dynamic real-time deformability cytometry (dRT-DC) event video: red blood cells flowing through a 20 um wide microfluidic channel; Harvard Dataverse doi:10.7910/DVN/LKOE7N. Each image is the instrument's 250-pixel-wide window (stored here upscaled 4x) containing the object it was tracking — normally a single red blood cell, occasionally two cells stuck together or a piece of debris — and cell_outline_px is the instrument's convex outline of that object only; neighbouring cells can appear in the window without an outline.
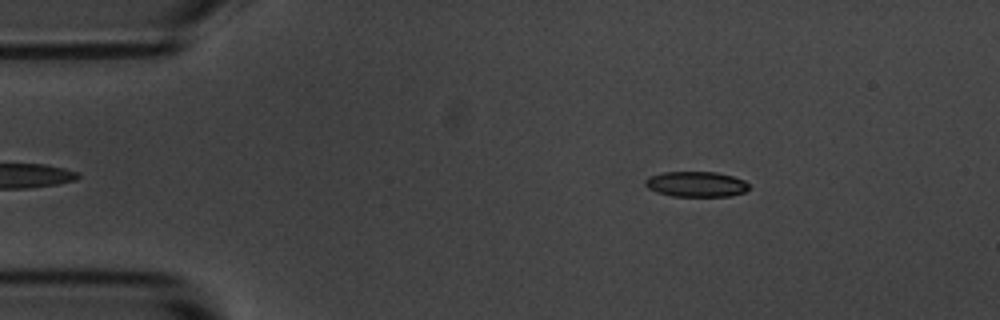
{"species": "common noctule bat (a hibernating species)", "species_latin": "Nyctalus noctula", "temperature_condition": "room temperature", "stored_images_in_passage": 51, "camera_frame_rate_fps": 3000, "um_per_image_px": 0.085, "animal": {"sex": "male", "body_mass_g": 20.1, "forearm_length_mm": 53.5}, "frame": {"image": 1, "passage_image": 5, "time_ms": 1.333, "image_size_px": [1000, 320], "cell_outline_px": [[748, 188], [744, 192], [732, 196], [672, 196], [656, 192], [648, 188], [644, 184], [644, 180], [648, 176], [664, 172], [716, 172], [732, 176], [744, 180], [748, 184]], "centroid_in_image_um": [59.14, 15.65], "position_along_channel_um": 25.9, "area_um2": 15.37}}
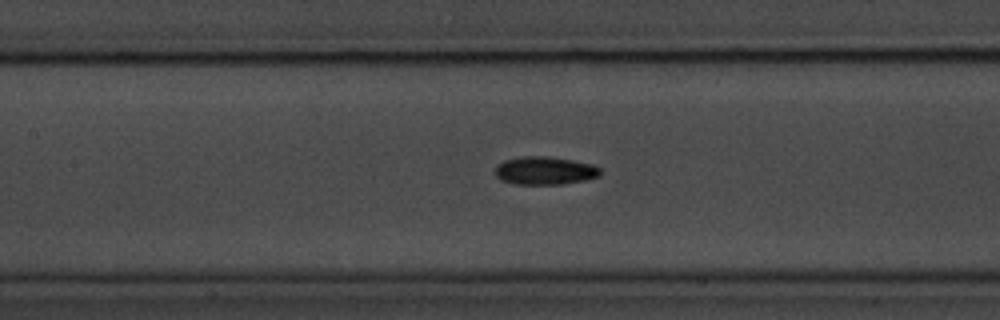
{"frame": {"image": 2, "passage_image": 21, "time_ms": 6.667, "image_size_px": [1000, 320], "cell_outline_px": [[600, 176], [584, 180], [560, 184], [516, 184], [500, 180], [496, 176], [496, 164], [504, 160], [524, 156], [548, 156], [572, 160], [592, 164], [600, 168]], "centroid_in_image_um": [46.29, 14.5], "position_along_channel_um": 161.1, "area_um2": 17.17}}
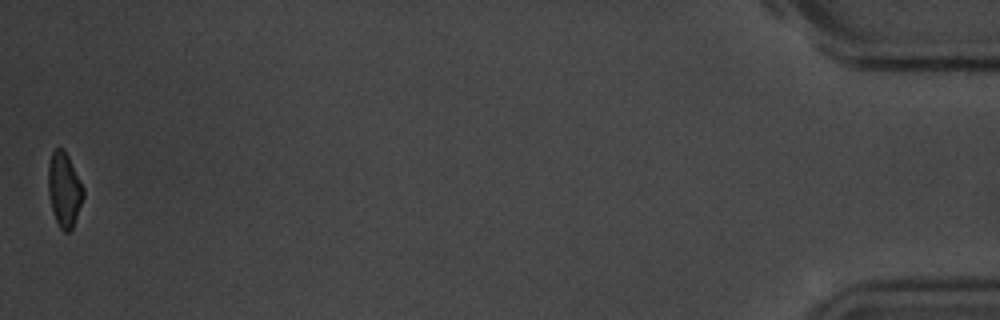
{"frame": {"image": 3, "passage_image": 51, "time_ms": 16.667, "image_size_px": [1000, 320], "cell_outline_px": [[84, 196], [72, 228], [68, 232], [64, 232], [60, 228], [52, 212], [48, 192], [48, 164], [52, 152], [56, 148], [64, 148], [84, 188]], "centroid_in_image_um": [5.45, 16.1], "position_along_channel_um": 429.8, "area_um2": 15.2}, "authors_computed_cell_mechanics": {"area_um2": 16.184, "velocity_mm_per_s": 3.6496, "shape_relaxation_time_tau1_ms": 2.4279, "shape_relaxation_time_tau2_ms": 6.4456, "deformation_change_tau1": 0.1047, "deformation_change_tau2": 0.1214}}